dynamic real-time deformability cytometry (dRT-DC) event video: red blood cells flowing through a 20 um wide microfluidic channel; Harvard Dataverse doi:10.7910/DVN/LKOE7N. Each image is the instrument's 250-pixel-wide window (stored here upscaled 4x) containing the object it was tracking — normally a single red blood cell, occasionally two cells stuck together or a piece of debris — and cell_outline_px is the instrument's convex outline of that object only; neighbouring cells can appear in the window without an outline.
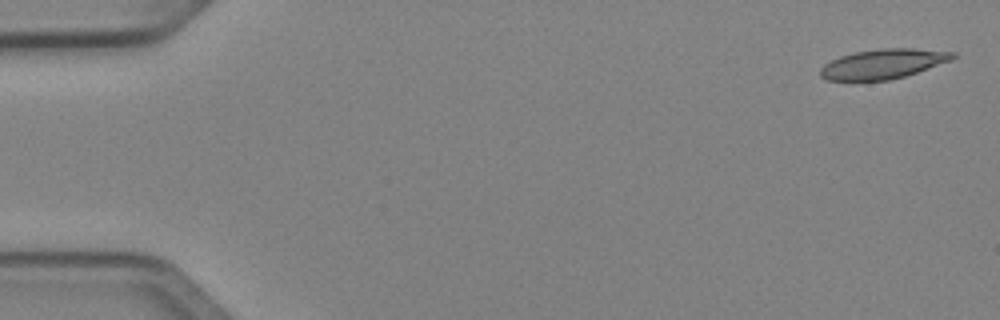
{"species": "Egyptian fruit bat (a non-hibernating species)", "species_latin": "Rousettus aegyptiacus", "temperature_condition": "cold", "stored_images_in_passage": 50, "camera_frame_rate_fps": 3000, "um_per_image_px": 0.085, "animal": {"sex": "female"}, "frame": {"image": 1, "passage_image": 1, "time_ms": 0.0, "image_size_px": [1000, 320], "cell_outline_px": [[956, 56], [952, 60], [904, 76], [888, 80], [824, 80], [820, 76], [820, 68], [824, 64], [840, 56], [856, 52], [880, 48], [912, 48], [956, 52]], "centroid_in_image_um": [75.06, 5.42], "position_along_channel_um": 9.9, "area_um2": 22.77}}
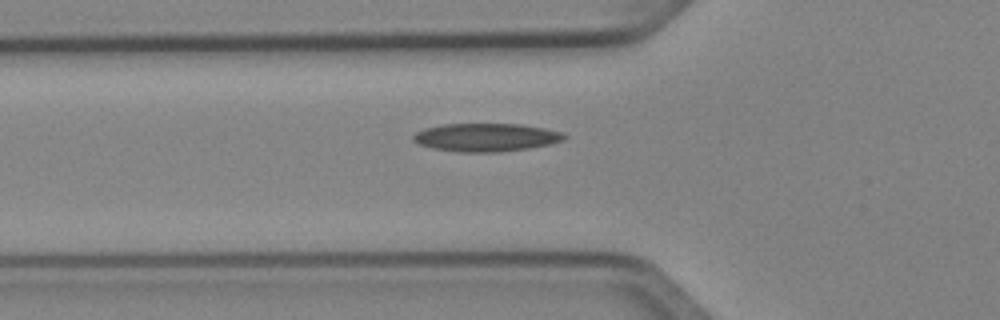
{"frame": {"image": 2, "passage_image": 17, "time_ms": 5.333, "image_size_px": [1000, 320], "cell_outline_px": [[568, 136], [564, 140], [548, 144], [528, 148], [496, 152], [460, 152], [432, 148], [420, 144], [412, 140], [412, 136], [416, 132], [424, 128], [444, 124], [520, 124], [544, 128], [564, 132]], "centroid_in_image_um": [41.32, 11.67], "position_along_channel_um": 84.5, "area_um2": 24.74}}
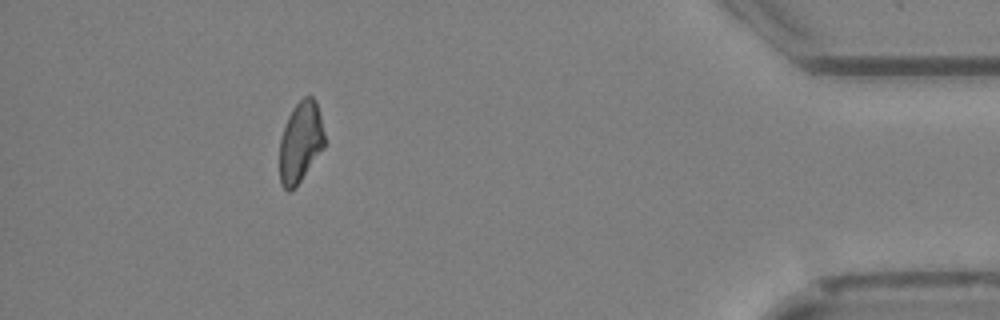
{"frame": {"image": 3, "passage_image": 45, "time_ms": 14.667, "image_size_px": [1000, 320], "cell_outline_px": [[324, 148], [296, 188], [292, 192], [288, 192], [280, 184], [280, 140], [288, 116], [296, 104], [304, 96], [312, 96], [316, 100], [324, 132]], "centroid_in_image_um": [25.54, 12.12], "position_along_channel_um": 409.7, "area_um2": 21.27}}